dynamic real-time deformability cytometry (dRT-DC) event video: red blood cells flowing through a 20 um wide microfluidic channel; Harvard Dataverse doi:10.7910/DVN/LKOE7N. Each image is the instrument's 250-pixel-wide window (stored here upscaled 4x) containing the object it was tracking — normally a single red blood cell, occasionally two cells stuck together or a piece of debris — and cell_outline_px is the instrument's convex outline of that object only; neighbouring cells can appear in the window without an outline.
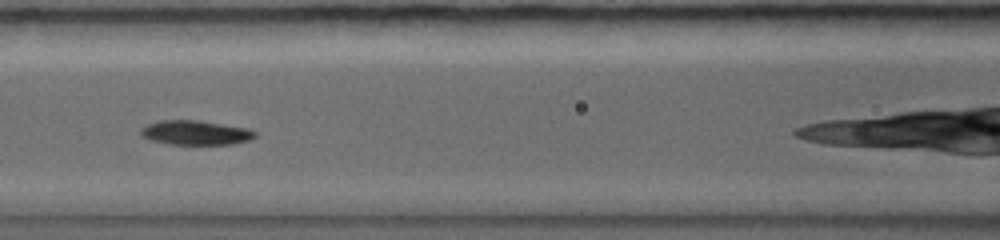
{"species": "common noctule bat (a hibernating species)", "species_latin": "Nyctalus noctula", "temperature_condition": "warm", "stored_images_in_passage": 18, "camera_frame_rate_fps": 5000, "um_per_image_px": 0.085, "animal": {"sex": "female", "body_mass_g": 19.0, "forearm_length_mm": 56.7}, "frame": {"image": 1, "passage_image": 6, "time_ms": 2.8, "image_size_px": [1000, 240], "cell_outline_px": [[256, 136], [248, 140], [232, 144], [168, 144], [152, 140], [140, 136], [140, 128], [148, 124], [160, 120], [200, 120], [248, 128], [256, 132]], "centroid_in_image_um": [16.6, 11.27], "position_along_channel_um": 150.0, "area_um2": 16.3}}
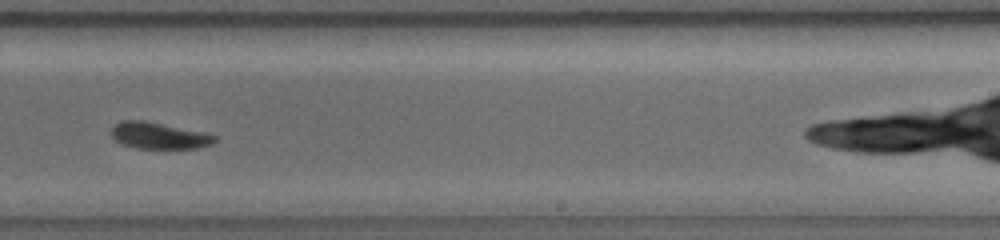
{"frame": {"image": 2, "passage_image": 11, "time_ms": 5.4, "image_size_px": [1000, 240], "cell_outline_px": [[216, 140], [212, 144], [196, 148], [136, 148], [120, 144], [112, 136], [112, 128], [120, 120], [144, 120], [204, 132], [216, 136]], "centroid_in_image_um": [13.49, 11.52], "position_along_channel_um": 275.5, "area_um2": 15.9}}
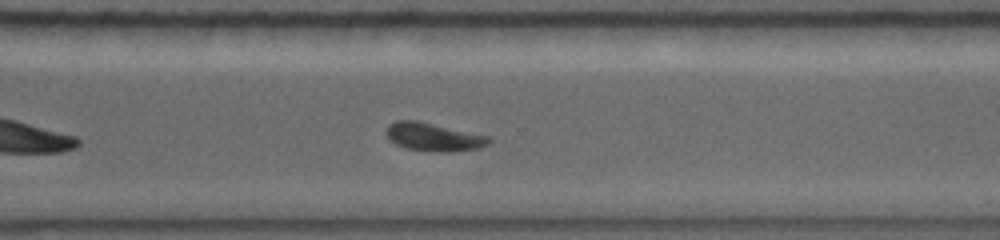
{"frame": {"image": 3, "passage_image": 13, "time_ms": 6.6, "image_size_px": [1000, 240], "cell_outline_px": [[492, 140], [488, 144], [480, 148], [448, 152], [436, 152], [408, 148], [396, 144], [384, 132], [388, 124], [396, 120], [416, 120], [488, 136]], "centroid_in_image_um": [36.84, 11.64], "position_along_channel_um": 333.8, "area_um2": 16.7}}